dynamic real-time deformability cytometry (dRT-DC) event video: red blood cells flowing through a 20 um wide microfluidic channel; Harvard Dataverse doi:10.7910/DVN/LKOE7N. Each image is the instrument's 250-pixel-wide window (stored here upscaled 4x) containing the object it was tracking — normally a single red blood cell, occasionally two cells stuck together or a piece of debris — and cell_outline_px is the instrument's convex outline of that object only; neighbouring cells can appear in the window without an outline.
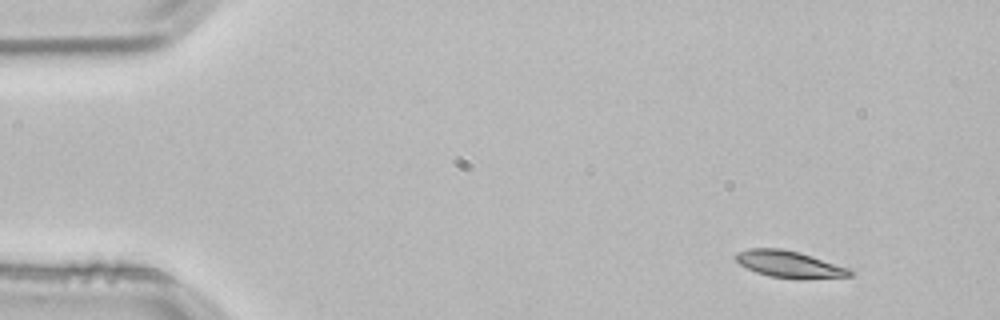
{"species": "common noctule bat (a hibernating species)", "species_latin": "Nyctalus noctula", "temperature_condition": "room temperature", "stored_images_in_passage": 3, "camera_frame_rate_fps": 3000, "um_per_image_px": 0.085, "animal": {"sex": "male", "body_mass_g": 21.5, "forearm_length_mm": 52.0}, "frame": {"image": 1, "passage_image": 1, "time_ms": 0.0, "image_size_px": [1000, 320], "cell_outline_px": [[852, 276], [800, 280], [768, 276], [756, 272], [740, 264], [736, 260], [736, 252], [748, 248], [780, 248], [800, 252], [848, 268], [852, 272]], "centroid_in_image_um": [67.08, 22.47], "position_along_channel_um": 17.9, "area_um2": 17.92}}
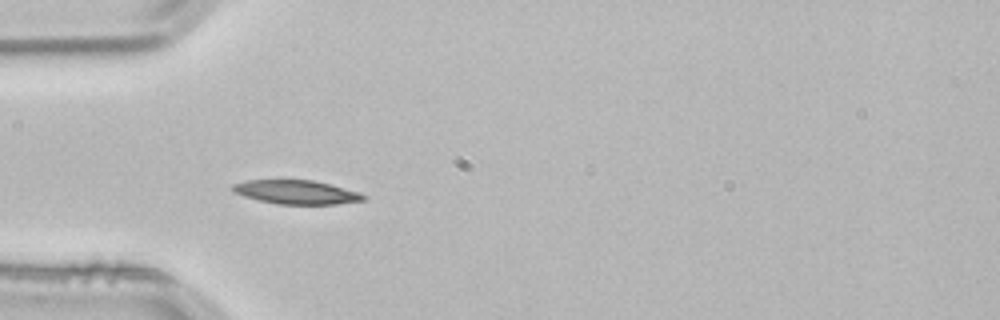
{"frame": {"image": 2, "passage_image": 3, "time_ms": 0.667, "image_size_px": [1000, 320], "cell_outline_px": [[368, 196], [364, 200], [336, 204], [276, 204], [244, 196], [232, 192], [232, 184], [248, 180], [312, 180], [360, 192]], "centroid_in_image_um": [25.19, 16.33], "position_along_channel_um": 59.8, "area_um2": 18.09}}